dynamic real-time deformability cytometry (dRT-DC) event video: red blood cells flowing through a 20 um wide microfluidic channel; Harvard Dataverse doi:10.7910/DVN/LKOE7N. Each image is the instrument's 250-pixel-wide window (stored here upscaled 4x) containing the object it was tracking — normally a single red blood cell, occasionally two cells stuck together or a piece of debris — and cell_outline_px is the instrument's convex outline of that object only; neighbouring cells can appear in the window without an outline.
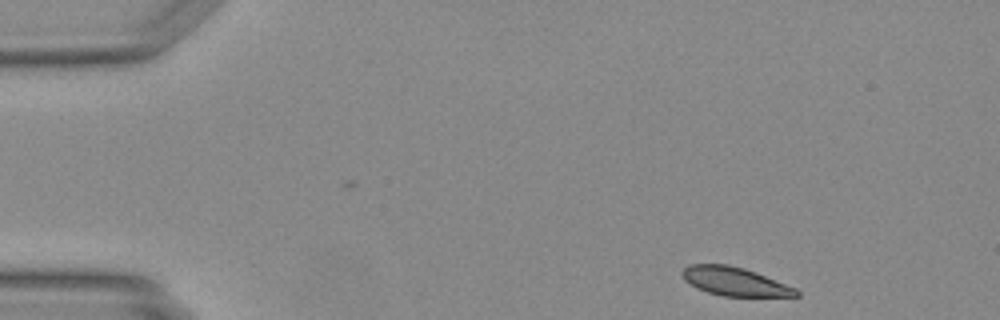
{"species": "Egyptian fruit bat (a non-hibernating species)", "species_latin": "Rousettus aegyptiacus", "temperature_condition": "warm", "stored_images_in_passage": 43, "camera_frame_rate_fps": 3000, "um_per_image_px": 0.085, "animal": {"sex": "female"}, "frame": {"image": 1, "passage_image": 1, "time_ms": 0.0, "image_size_px": [1000, 320], "cell_outline_px": [[800, 296], [724, 296], [708, 292], [696, 288], [684, 280], [680, 272], [688, 264], [728, 264], [744, 268], [756, 272], [796, 288], [800, 292]], "centroid_in_image_um": [62.43, 23.91], "position_along_channel_um": 22.6, "area_um2": 19.02}}
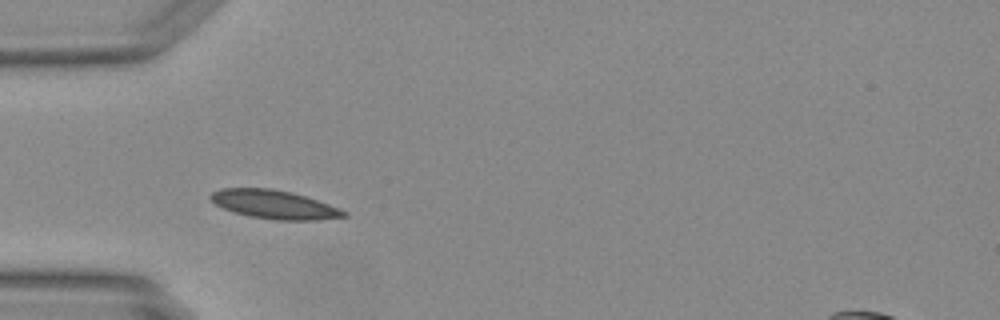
{"frame": {"image": 2, "passage_image": 10, "time_ms": 3.0, "image_size_px": [1000, 320], "cell_outline_px": [[348, 216], [316, 220], [276, 220], [248, 216], [224, 208], [208, 200], [208, 196], [212, 192], [220, 188], [272, 188], [292, 192], [328, 204], [348, 212]], "centroid_in_image_um": [23.27, 17.37], "position_along_channel_um": 61.7, "area_um2": 22.2}}
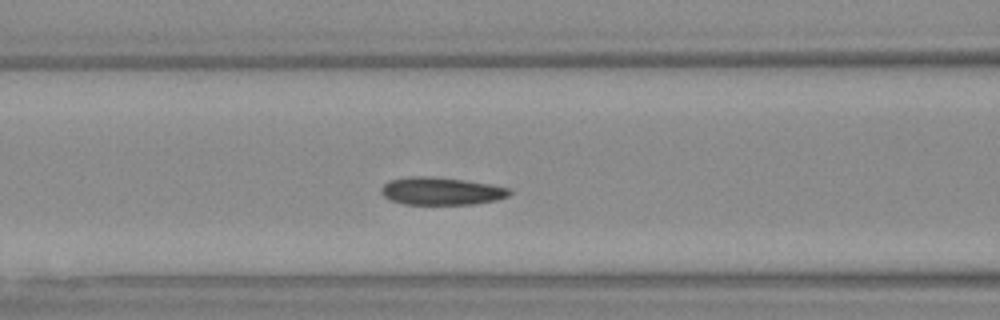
{"frame": {"image": 3, "passage_image": 15, "time_ms": 4.667, "image_size_px": [1000, 320], "cell_outline_px": [[512, 192], [508, 196], [496, 200], [472, 204], [404, 204], [388, 200], [380, 192], [380, 188], [388, 180], [408, 176], [432, 176], [464, 180], [512, 188]], "centroid_in_image_um": [37.47, 16.23], "position_along_channel_um": 129.1, "area_um2": 20.87}}